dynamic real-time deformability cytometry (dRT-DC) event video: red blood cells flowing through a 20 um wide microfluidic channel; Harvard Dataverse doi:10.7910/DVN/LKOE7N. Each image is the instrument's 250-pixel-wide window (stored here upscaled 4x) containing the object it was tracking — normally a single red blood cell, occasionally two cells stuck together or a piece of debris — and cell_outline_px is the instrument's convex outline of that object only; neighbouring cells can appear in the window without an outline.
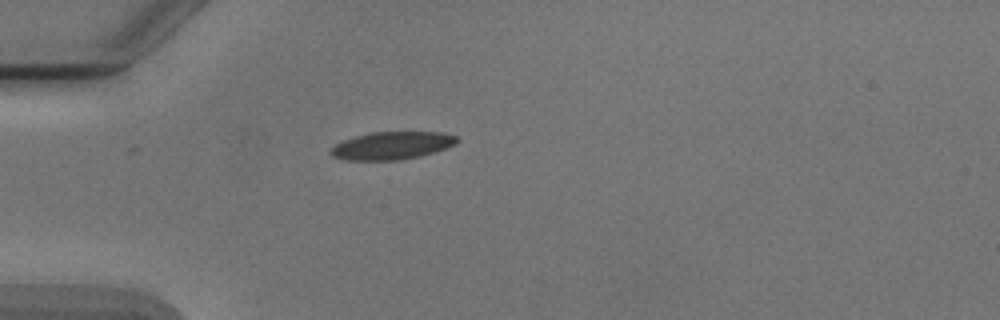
{"species": "Egyptian fruit bat (a non-hibernating species)", "species_latin": "Rousettus aegyptiacus", "temperature_condition": "cold", "stored_images_in_passage": 2, "camera_frame_rate_fps": 3000, "um_per_image_px": 0.085, "animal": {"sex": "male"}, "frame": {"image": 1, "passage_image": 1, "time_ms": 0.0, "image_size_px": [1000, 320], "cell_outline_px": [[460, 140], [456, 144], [420, 156], [400, 160], [344, 160], [332, 156], [328, 152], [336, 144], [344, 140], [356, 136], [372, 132], [444, 132], [456, 136]], "centroid_in_image_um": [33.31, 12.37], "position_along_channel_um": 51.7, "area_um2": 20.35}}